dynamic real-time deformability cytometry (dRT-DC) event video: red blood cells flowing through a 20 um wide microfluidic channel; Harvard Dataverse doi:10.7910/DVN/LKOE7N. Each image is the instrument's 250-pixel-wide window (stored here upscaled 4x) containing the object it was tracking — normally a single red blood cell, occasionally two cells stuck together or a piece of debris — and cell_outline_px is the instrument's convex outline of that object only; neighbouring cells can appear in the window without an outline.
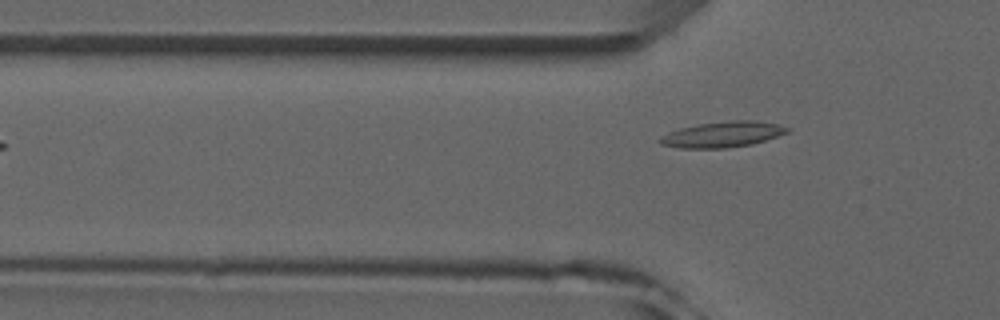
{"species": "common noctule bat (a hibernating species)", "species_latin": "Nyctalus noctula", "temperature_condition": "room temperature", "stored_images_in_passage": 2, "camera_frame_rate_fps": 3000, "um_per_image_px": 0.085, "animal": {"sex": "male", "forearm_length_mm": 52.5}, "frame": {"image": 1, "passage_image": 2, "time_ms": 1.333, "image_size_px": [1000, 320], "cell_outline_px": [[792, 128], [788, 132], [752, 144], [728, 148], [680, 148], [660, 144], [656, 140], [660, 136], [668, 132], [680, 128], [700, 124], [732, 120], [756, 120], [776, 124]], "centroid_in_image_um": [61.39, 11.43], "position_along_channel_um": 64.4, "area_um2": 19.07}}